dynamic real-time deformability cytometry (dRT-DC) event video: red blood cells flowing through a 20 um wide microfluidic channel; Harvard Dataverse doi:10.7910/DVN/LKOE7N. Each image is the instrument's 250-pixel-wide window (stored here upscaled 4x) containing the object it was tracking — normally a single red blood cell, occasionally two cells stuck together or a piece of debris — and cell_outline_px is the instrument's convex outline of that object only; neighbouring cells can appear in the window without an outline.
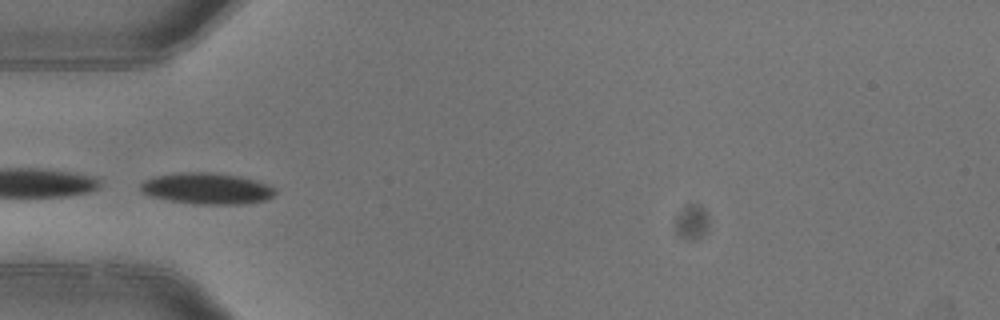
{"species": "common noctule bat (a hibernating species)", "species_latin": "Nyctalus noctula", "temperature_condition": "warm", "stored_images_in_passage": 4, "camera_frame_rate_fps": 3000, "um_per_image_px": 0.085, "animal": {"sex": "female"}, "frame": {"image": 1, "passage_image": 4, "time_ms": 1.0, "image_size_px": [1000, 320], "cell_outline_px": [[276, 192], [272, 196], [264, 200], [244, 204], [200, 204], [168, 200], [148, 196], [140, 192], [140, 184], [144, 180], [152, 176], [180, 172], [208, 172], [240, 176], [256, 180], [268, 184], [276, 188]], "centroid_in_image_um": [17.55, 16.01], "position_along_channel_um": 67.4, "area_um2": 24.74}}